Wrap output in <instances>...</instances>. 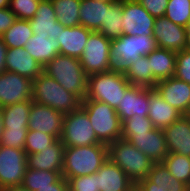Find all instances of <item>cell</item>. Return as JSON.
<instances>
[{
  "mask_svg": "<svg viewBox=\"0 0 190 191\" xmlns=\"http://www.w3.org/2000/svg\"><path fill=\"white\" fill-rule=\"evenodd\" d=\"M156 48L157 43L153 36L122 34L111 41L108 71L125 73L131 62L147 56Z\"/></svg>",
  "mask_w": 190,
  "mask_h": 191,
  "instance_id": "cell-1",
  "label": "cell"
},
{
  "mask_svg": "<svg viewBox=\"0 0 190 191\" xmlns=\"http://www.w3.org/2000/svg\"><path fill=\"white\" fill-rule=\"evenodd\" d=\"M43 72L81 101L86 98L88 75L78 58L58 54L43 68Z\"/></svg>",
  "mask_w": 190,
  "mask_h": 191,
  "instance_id": "cell-2",
  "label": "cell"
},
{
  "mask_svg": "<svg viewBox=\"0 0 190 191\" xmlns=\"http://www.w3.org/2000/svg\"><path fill=\"white\" fill-rule=\"evenodd\" d=\"M108 159L105 144L65 147L62 176L79 177L96 173Z\"/></svg>",
  "mask_w": 190,
  "mask_h": 191,
  "instance_id": "cell-3",
  "label": "cell"
},
{
  "mask_svg": "<svg viewBox=\"0 0 190 191\" xmlns=\"http://www.w3.org/2000/svg\"><path fill=\"white\" fill-rule=\"evenodd\" d=\"M31 100L49 106L64 115L77 110L82 102L75 94L65 90L44 72L33 80Z\"/></svg>",
  "mask_w": 190,
  "mask_h": 191,
  "instance_id": "cell-4",
  "label": "cell"
},
{
  "mask_svg": "<svg viewBox=\"0 0 190 191\" xmlns=\"http://www.w3.org/2000/svg\"><path fill=\"white\" fill-rule=\"evenodd\" d=\"M107 147L108 158L118 165L135 184L145 179L154 165L153 160L126 139H117Z\"/></svg>",
  "mask_w": 190,
  "mask_h": 191,
  "instance_id": "cell-5",
  "label": "cell"
},
{
  "mask_svg": "<svg viewBox=\"0 0 190 191\" xmlns=\"http://www.w3.org/2000/svg\"><path fill=\"white\" fill-rule=\"evenodd\" d=\"M130 86L124 73L108 71L92 74L88 76L84 100H97L116 109Z\"/></svg>",
  "mask_w": 190,
  "mask_h": 191,
  "instance_id": "cell-6",
  "label": "cell"
},
{
  "mask_svg": "<svg viewBox=\"0 0 190 191\" xmlns=\"http://www.w3.org/2000/svg\"><path fill=\"white\" fill-rule=\"evenodd\" d=\"M81 107L87 112L100 143L108 146L121 138L122 122L116 109L97 100H83Z\"/></svg>",
  "mask_w": 190,
  "mask_h": 191,
  "instance_id": "cell-7",
  "label": "cell"
},
{
  "mask_svg": "<svg viewBox=\"0 0 190 191\" xmlns=\"http://www.w3.org/2000/svg\"><path fill=\"white\" fill-rule=\"evenodd\" d=\"M60 140L65 147L102 144L97 139L87 112L81 106L64 115Z\"/></svg>",
  "mask_w": 190,
  "mask_h": 191,
  "instance_id": "cell-8",
  "label": "cell"
},
{
  "mask_svg": "<svg viewBox=\"0 0 190 191\" xmlns=\"http://www.w3.org/2000/svg\"><path fill=\"white\" fill-rule=\"evenodd\" d=\"M111 41L98 31L89 35L83 54L79 58L88 76L108 72Z\"/></svg>",
  "mask_w": 190,
  "mask_h": 191,
  "instance_id": "cell-9",
  "label": "cell"
},
{
  "mask_svg": "<svg viewBox=\"0 0 190 191\" xmlns=\"http://www.w3.org/2000/svg\"><path fill=\"white\" fill-rule=\"evenodd\" d=\"M28 168L24 149L0 145V190L10 186L22 185Z\"/></svg>",
  "mask_w": 190,
  "mask_h": 191,
  "instance_id": "cell-10",
  "label": "cell"
},
{
  "mask_svg": "<svg viewBox=\"0 0 190 191\" xmlns=\"http://www.w3.org/2000/svg\"><path fill=\"white\" fill-rule=\"evenodd\" d=\"M124 35L153 36L155 17L151 16L137 0H122Z\"/></svg>",
  "mask_w": 190,
  "mask_h": 191,
  "instance_id": "cell-11",
  "label": "cell"
},
{
  "mask_svg": "<svg viewBox=\"0 0 190 191\" xmlns=\"http://www.w3.org/2000/svg\"><path fill=\"white\" fill-rule=\"evenodd\" d=\"M33 80L15 72L0 74V107L13 105L32 98Z\"/></svg>",
  "mask_w": 190,
  "mask_h": 191,
  "instance_id": "cell-12",
  "label": "cell"
},
{
  "mask_svg": "<svg viewBox=\"0 0 190 191\" xmlns=\"http://www.w3.org/2000/svg\"><path fill=\"white\" fill-rule=\"evenodd\" d=\"M64 114L55 109L32 102L28 130L40 131L60 139Z\"/></svg>",
  "mask_w": 190,
  "mask_h": 191,
  "instance_id": "cell-13",
  "label": "cell"
},
{
  "mask_svg": "<svg viewBox=\"0 0 190 191\" xmlns=\"http://www.w3.org/2000/svg\"><path fill=\"white\" fill-rule=\"evenodd\" d=\"M186 32L185 27L173 23L165 16L155 19L153 37L158 48L176 53L185 50Z\"/></svg>",
  "mask_w": 190,
  "mask_h": 191,
  "instance_id": "cell-14",
  "label": "cell"
},
{
  "mask_svg": "<svg viewBox=\"0 0 190 191\" xmlns=\"http://www.w3.org/2000/svg\"><path fill=\"white\" fill-rule=\"evenodd\" d=\"M121 138L128 140L154 163L162 162L168 155L163 129L154 128L142 134H121Z\"/></svg>",
  "mask_w": 190,
  "mask_h": 191,
  "instance_id": "cell-15",
  "label": "cell"
},
{
  "mask_svg": "<svg viewBox=\"0 0 190 191\" xmlns=\"http://www.w3.org/2000/svg\"><path fill=\"white\" fill-rule=\"evenodd\" d=\"M135 191H190V187L172 176L159 162L154 163L148 176L136 184Z\"/></svg>",
  "mask_w": 190,
  "mask_h": 191,
  "instance_id": "cell-16",
  "label": "cell"
},
{
  "mask_svg": "<svg viewBox=\"0 0 190 191\" xmlns=\"http://www.w3.org/2000/svg\"><path fill=\"white\" fill-rule=\"evenodd\" d=\"M165 102L176 108L182 115L190 109V84L175 77L158 81L154 88Z\"/></svg>",
  "mask_w": 190,
  "mask_h": 191,
  "instance_id": "cell-17",
  "label": "cell"
},
{
  "mask_svg": "<svg viewBox=\"0 0 190 191\" xmlns=\"http://www.w3.org/2000/svg\"><path fill=\"white\" fill-rule=\"evenodd\" d=\"M150 88L131 85L116 108L121 122L134 115L148 117Z\"/></svg>",
  "mask_w": 190,
  "mask_h": 191,
  "instance_id": "cell-18",
  "label": "cell"
},
{
  "mask_svg": "<svg viewBox=\"0 0 190 191\" xmlns=\"http://www.w3.org/2000/svg\"><path fill=\"white\" fill-rule=\"evenodd\" d=\"M100 191H135L136 184L109 158L97 171Z\"/></svg>",
  "mask_w": 190,
  "mask_h": 191,
  "instance_id": "cell-19",
  "label": "cell"
},
{
  "mask_svg": "<svg viewBox=\"0 0 190 191\" xmlns=\"http://www.w3.org/2000/svg\"><path fill=\"white\" fill-rule=\"evenodd\" d=\"M29 24L34 34L53 40H57L59 28L65 27L58 22L51 0H40L37 12L32 19H29Z\"/></svg>",
  "mask_w": 190,
  "mask_h": 191,
  "instance_id": "cell-20",
  "label": "cell"
},
{
  "mask_svg": "<svg viewBox=\"0 0 190 191\" xmlns=\"http://www.w3.org/2000/svg\"><path fill=\"white\" fill-rule=\"evenodd\" d=\"M163 132L168 152L190 157V116L182 115Z\"/></svg>",
  "mask_w": 190,
  "mask_h": 191,
  "instance_id": "cell-21",
  "label": "cell"
},
{
  "mask_svg": "<svg viewBox=\"0 0 190 191\" xmlns=\"http://www.w3.org/2000/svg\"><path fill=\"white\" fill-rule=\"evenodd\" d=\"M5 70L34 80L43 72V67L24 48H8Z\"/></svg>",
  "mask_w": 190,
  "mask_h": 191,
  "instance_id": "cell-22",
  "label": "cell"
},
{
  "mask_svg": "<svg viewBox=\"0 0 190 191\" xmlns=\"http://www.w3.org/2000/svg\"><path fill=\"white\" fill-rule=\"evenodd\" d=\"M92 32L81 25L59 28L57 41L60 44V54L79 59Z\"/></svg>",
  "mask_w": 190,
  "mask_h": 191,
  "instance_id": "cell-23",
  "label": "cell"
},
{
  "mask_svg": "<svg viewBox=\"0 0 190 191\" xmlns=\"http://www.w3.org/2000/svg\"><path fill=\"white\" fill-rule=\"evenodd\" d=\"M65 146L60 139L44 150L27 155L28 168L35 170L62 171Z\"/></svg>",
  "mask_w": 190,
  "mask_h": 191,
  "instance_id": "cell-24",
  "label": "cell"
},
{
  "mask_svg": "<svg viewBox=\"0 0 190 191\" xmlns=\"http://www.w3.org/2000/svg\"><path fill=\"white\" fill-rule=\"evenodd\" d=\"M115 0H81L80 25L91 31H99L106 24L108 8Z\"/></svg>",
  "mask_w": 190,
  "mask_h": 191,
  "instance_id": "cell-25",
  "label": "cell"
},
{
  "mask_svg": "<svg viewBox=\"0 0 190 191\" xmlns=\"http://www.w3.org/2000/svg\"><path fill=\"white\" fill-rule=\"evenodd\" d=\"M148 118L154 128L164 129L174 123L182 114L163 98L153 88H150Z\"/></svg>",
  "mask_w": 190,
  "mask_h": 191,
  "instance_id": "cell-26",
  "label": "cell"
},
{
  "mask_svg": "<svg viewBox=\"0 0 190 191\" xmlns=\"http://www.w3.org/2000/svg\"><path fill=\"white\" fill-rule=\"evenodd\" d=\"M154 79L161 80L174 77L176 67V52L164 48H156L147 55Z\"/></svg>",
  "mask_w": 190,
  "mask_h": 191,
  "instance_id": "cell-27",
  "label": "cell"
},
{
  "mask_svg": "<svg viewBox=\"0 0 190 191\" xmlns=\"http://www.w3.org/2000/svg\"><path fill=\"white\" fill-rule=\"evenodd\" d=\"M24 49L43 68L58 54H60V44L57 40L49 37L34 34L24 46Z\"/></svg>",
  "mask_w": 190,
  "mask_h": 191,
  "instance_id": "cell-28",
  "label": "cell"
},
{
  "mask_svg": "<svg viewBox=\"0 0 190 191\" xmlns=\"http://www.w3.org/2000/svg\"><path fill=\"white\" fill-rule=\"evenodd\" d=\"M124 75L129 83L135 86L154 89L158 83L154 79L152 71H150L147 56H141L135 62H131Z\"/></svg>",
  "mask_w": 190,
  "mask_h": 191,
  "instance_id": "cell-29",
  "label": "cell"
},
{
  "mask_svg": "<svg viewBox=\"0 0 190 191\" xmlns=\"http://www.w3.org/2000/svg\"><path fill=\"white\" fill-rule=\"evenodd\" d=\"M32 100L5 106L2 109L5 129H28Z\"/></svg>",
  "mask_w": 190,
  "mask_h": 191,
  "instance_id": "cell-30",
  "label": "cell"
},
{
  "mask_svg": "<svg viewBox=\"0 0 190 191\" xmlns=\"http://www.w3.org/2000/svg\"><path fill=\"white\" fill-rule=\"evenodd\" d=\"M33 35L29 20L16 19L1 37L7 48H24Z\"/></svg>",
  "mask_w": 190,
  "mask_h": 191,
  "instance_id": "cell-31",
  "label": "cell"
},
{
  "mask_svg": "<svg viewBox=\"0 0 190 191\" xmlns=\"http://www.w3.org/2000/svg\"><path fill=\"white\" fill-rule=\"evenodd\" d=\"M58 22L65 27L80 25L81 0H51Z\"/></svg>",
  "mask_w": 190,
  "mask_h": 191,
  "instance_id": "cell-32",
  "label": "cell"
},
{
  "mask_svg": "<svg viewBox=\"0 0 190 191\" xmlns=\"http://www.w3.org/2000/svg\"><path fill=\"white\" fill-rule=\"evenodd\" d=\"M62 177V171L35 170L27 168L23 177L22 186L29 191H37L38 188L51 187Z\"/></svg>",
  "mask_w": 190,
  "mask_h": 191,
  "instance_id": "cell-33",
  "label": "cell"
},
{
  "mask_svg": "<svg viewBox=\"0 0 190 191\" xmlns=\"http://www.w3.org/2000/svg\"><path fill=\"white\" fill-rule=\"evenodd\" d=\"M122 18V0H117L108 8L106 24H103L98 32L110 40L119 38L123 34Z\"/></svg>",
  "mask_w": 190,
  "mask_h": 191,
  "instance_id": "cell-34",
  "label": "cell"
},
{
  "mask_svg": "<svg viewBox=\"0 0 190 191\" xmlns=\"http://www.w3.org/2000/svg\"><path fill=\"white\" fill-rule=\"evenodd\" d=\"M162 163L172 176L190 187V157L168 152Z\"/></svg>",
  "mask_w": 190,
  "mask_h": 191,
  "instance_id": "cell-35",
  "label": "cell"
},
{
  "mask_svg": "<svg viewBox=\"0 0 190 191\" xmlns=\"http://www.w3.org/2000/svg\"><path fill=\"white\" fill-rule=\"evenodd\" d=\"M164 16L173 23L187 28L190 23V0H169Z\"/></svg>",
  "mask_w": 190,
  "mask_h": 191,
  "instance_id": "cell-36",
  "label": "cell"
},
{
  "mask_svg": "<svg viewBox=\"0 0 190 191\" xmlns=\"http://www.w3.org/2000/svg\"><path fill=\"white\" fill-rule=\"evenodd\" d=\"M58 139L50 134H46L40 131L28 130L24 151L27 155L38 153L44 148L55 143Z\"/></svg>",
  "mask_w": 190,
  "mask_h": 191,
  "instance_id": "cell-37",
  "label": "cell"
},
{
  "mask_svg": "<svg viewBox=\"0 0 190 191\" xmlns=\"http://www.w3.org/2000/svg\"><path fill=\"white\" fill-rule=\"evenodd\" d=\"M154 129L152 121L148 117L134 115L122 122L121 134H142Z\"/></svg>",
  "mask_w": 190,
  "mask_h": 191,
  "instance_id": "cell-38",
  "label": "cell"
},
{
  "mask_svg": "<svg viewBox=\"0 0 190 191\" xmlns=\"http://www.w3.org/2000/svg\"><path fill=\"white\" fill-rule=\"evenodd\" d=\"M40 0H10L9 9L14 13L16 19H32L37 12Z\"/></svg>",
  "mask_w": 190,
  "mask_h": 191,
  "instance_id": "cell-39",
  "label": "cell"
},
{
  "mask_svg": "<svg viewBox=\"0 0 190 191\" xmlns=\"http://www.w3.org/2000/svg\"><path fill=\"white\" fill-rule=\"evenodd\" d=\"M28 129H3L0 145L24 149Z\"/></svg>",
  "mask_w": 190,
  "mask_h": 191,
  "instance_id": "cell-40",
  "label": "cell"
},
{
  "mask_svg": "<svg viewBox=\"0 0 190 191\" xmlns=\"http://www.w3.org/2000/svg\"><path fill=\"white\" fill-rule=\"evenodd\" d=\"M69 191H100L97 183V172L79 177H65Z\"/></svg>",
  "mask_w": 190,
  "mask_h": 191,
  "instance_id": "cell-41",
  "label": "cell"
},
{
  "mask_svg": "<svg viewBox=\"0 0 190 191\" xmlns=\"http://www.w3.org/2000/svg\"><path fill=\"white\" fill-rule=\"evenodd\" d=\"M174 77L190 84V51L183 50L176 53V67Z\"/></svg>",
  "mask_w": 190,
  "mask_h": 191,
  "instance_id": "cell-42",
  "label": "cell"
},
{
  "mask_svg": "<svg viewBox=\"0 0 190 191\" xmlns=\"http://www.w3.org/2000/svg\"><path fill=\"white\" fill-rule=\"evenodd\" d=\"M153 17L160 18L165 15L169 0H137Z\"/></svg>",
  "mask_w": 190,
  "mask_h": 191,
  "instance_id": "cell-43",
  "label": "cell"
},
{
  "mask_svg": "<svg viewBox=\"0 0 190 191\" xmlns=\"http://www.w3.org/2000/svg\"><path fill=\"white\" fill-rule=\"evenodd\" d=\"M16 16L9 7L0 9V37L13 25Z\"/></svg>",
  "mask_w": 190,
  "mask_h": 191,
  "instance_id": "cell-44",
  "label": "cell"
},
{
  "mask_svg": "<svg viewBox=\"0 0 190 191\" xmlns=\"http://www.w3.org/2000/svg\"><path fill=\"white\" fill-rule=\"evenodd\" d=\"M37 191H69V185L65 177H61L56 183H52L51 187L38 188Z\"/></svg>",
  "mask_w": 190,
  "mask_h": 191,
  "instance_id": "cell-45",
  "label": "cell"
},
{
  "mask_svg": "<svg viewBox=\"0 0 190 191\" xmlns=\"http://www.w3.org/2000/svg\"><path fill=\"white\" fill-rule=\"evenodd\" d=\"M7 46L5 45L2 37H0V74L3 73L5 70V59H6V52Z\"/></svg>",
  "mask_w": 190,
  "mask_h": 191,
  "instance_id": "cell-46",
  "label": "cell"
},
{
  "mask_svg": "<svg viewBox=\"0 0 190 191\" xmlns=\"http://www.w3.org/2000/svg\"><path fill=\"white\" fill-rule=\"evenodd\" d=\"M2 191H29V190L22 185H18V186L7 187Z\"/></svg>",
  "mask_w": 190,
  "mask_h": 191,
  "instance_id": "cell-47",
  "label": "cell"
},
{
  "mask_svg": "<svg viewBox=\"0 0 190 191\" xmlns=\"http://www.w3.org/2000/svg\"><path fill=\"white\" fill-rule=\"evenodd\" d=\"M4 129V124H3V114H2V109L0 107V139H1V134Z\"/></svg>",
  "mask_w": 190,
  "mask_h": 191,
  "instance_id": "cell-48",
  "label": "cell"
},
{
  "mask_svg": "<svg viewBox=\"0 0 190 191\" xmlns=\"http://www.w3.org/2000/svg\"><path fill=\"white\" fill-rule=\"evenodd\" d=\"M10 0H0V9L9 7Z\"/></svg>",
  "mask_w": 190,
  "mask_h": 191,
  "instance_id": "cell-49",
  "label": "cell"
},
{
  "mask_svg": "<svg viewBox=\"0 0 190 191\" xmlns=\"http://www.w3.org/2000/svg\"><path fill=\"white\" fill-rule=\"evenodd\" d=\"M185 49L190 51V34H186V45Z\"/></svg>",
  "mask_w": 190,
  "mask_h": 191,
  "instance_id": "cell-50",
  "label": "cell"
},
{
  "mask_svg": "<svg viewBox=\"0 0 190 191\" xmlns=\"http://www.w3.org/2000/svg\"><path fill=\"white\" fill-rule=\"evenodd\" d=\"M186 29H187L186 34H190V23H189V26Z\"/></svg>",
  "mask_w": 190,
  "mask_h": 191,
  "instance_id": "cell-51",
  "label": "cell"
}]
</instances>
